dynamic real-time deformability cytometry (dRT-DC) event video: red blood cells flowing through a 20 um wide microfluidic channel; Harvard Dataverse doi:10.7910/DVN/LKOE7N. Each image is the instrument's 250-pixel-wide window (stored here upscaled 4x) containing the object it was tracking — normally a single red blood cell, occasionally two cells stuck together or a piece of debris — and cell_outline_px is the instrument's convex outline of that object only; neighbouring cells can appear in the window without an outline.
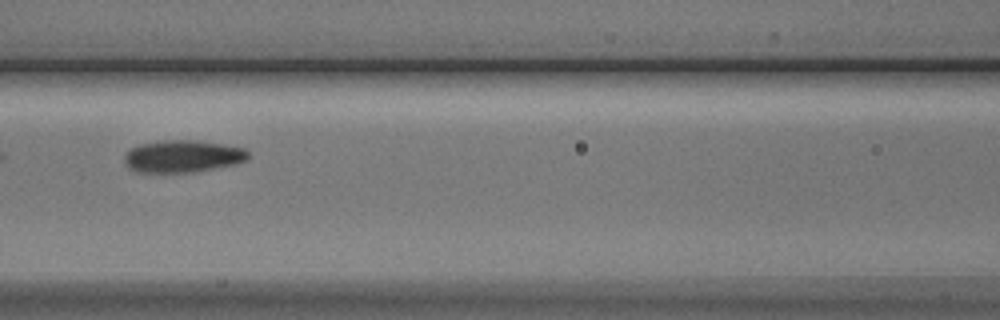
{"species": "Egyptian fruit bat (a non-hibernating species)", "species_latin": "Rousettus aegyptiacus", "temperature_condition": "cold", "stored_images_in_passage": 6, "camera_frame_rate_fps": 3000, "um_per_image_px": 0.085, "animal": {"sex": "male"}, "frame": {"image": 1, "passage_image": 5, "time_ms": 4.667, "image_size_px": [1000, 320], "cell_outline_px": [[248, 160], [236, 164], [196, 172], [136, 172], [128, 168], [124, 164], [124, 156], [132, 148], [140, 144], [164, 140], [196, 140], [244, 148], [248, 152]], "centroid_in_image_um": [15.52, 13.29], "position_along_channel_um": 151.1, "area_um2": 23.29}}
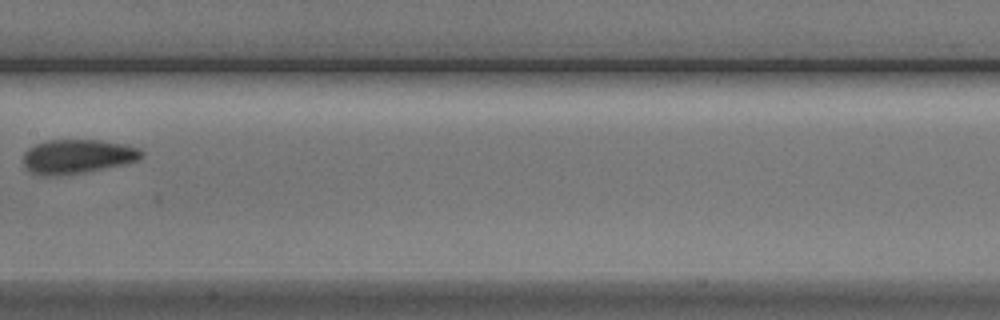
{"frame": {"image": 2, "passage_image": 6, "time_ms": 6.0, "image_size_px": [1000, 320], "cell_outline_px": [[144, 152], [136, 160], [120, 164], [84, 172], [52, 176], [40, 176], [24, 168], [24, 152], [28, 148], [36, 144], [48, 140], [100, 140], [124, 144], [140, 148]], "centroid_in_image_um": [6.52, 13.29], "position_along_channel_um": 200.9, "area_um2": 23.29}}